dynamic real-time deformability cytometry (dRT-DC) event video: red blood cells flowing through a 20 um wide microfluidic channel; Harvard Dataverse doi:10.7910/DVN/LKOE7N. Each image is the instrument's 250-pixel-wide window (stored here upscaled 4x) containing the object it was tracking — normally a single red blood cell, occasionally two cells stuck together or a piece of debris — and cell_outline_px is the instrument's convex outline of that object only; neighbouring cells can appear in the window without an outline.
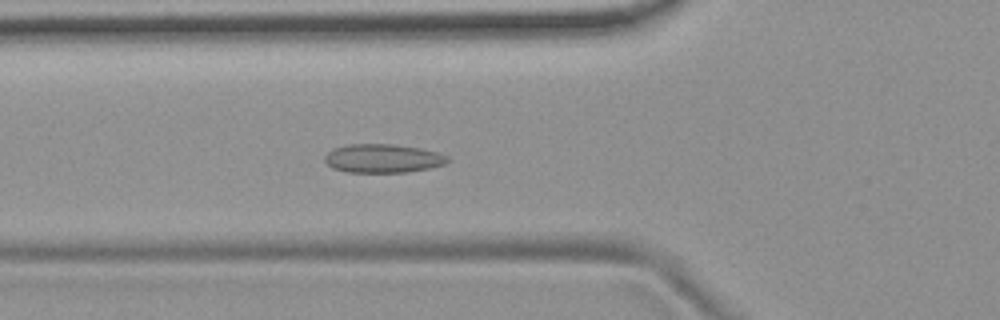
{"species": "common noctule bat (a hibernating species)", "species_latin": "Nyctalus noctula", "temperature_condition": "room temperature", "stored_images_in_passage": 38, "camera_frame_rate_fps": 3000, "um_per_image_px": 0.085, "animal": {"sex": "female", "body_mass_g": 19.9}, "frame": {"image": 1, "passage_image": 12, "time_ms": 3.667, "image_size_px": [1000, 320], "cell_outline_px": [[448, 160], [444, 164], [428, 168], [408, 172], [348, 172], [332, 168], [324, 160], [324, 156], [332, 148], [348, 144], [392, 144], [420, 148], [436, 152], [448, 156]], "centroid_in_image_um": [32.5, 13.46], "position_along_channel_um": 93.3, "area_um2": 20.46}}
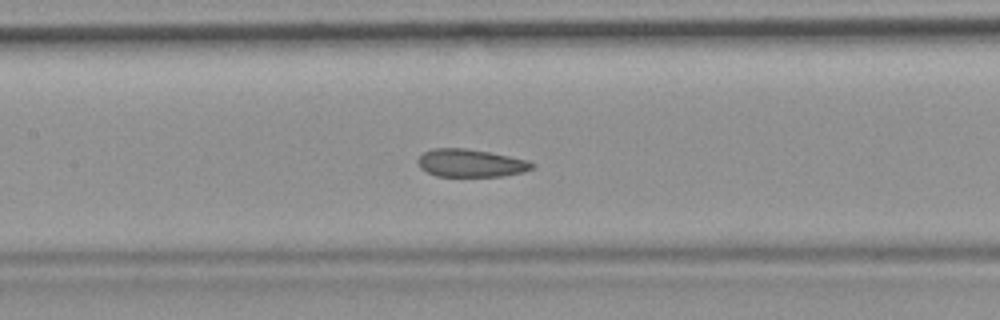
{"frame": {"image": 2, "passage_image": 18, "time_ms": 5.667, "image_size_px": [1000, 320], "cell_outline_px": [[536, 168], [524, 172], [504, 176], [436, 176], [420, 168], [416, 160], [424, 152], [432, 148], [464, 148], [488, 152], [528, 160], [536, 164]], "centroid_in_image_um": [40.03, 13.87], "position_along_channel_um": 167.4, "area_um2": 18.61}}
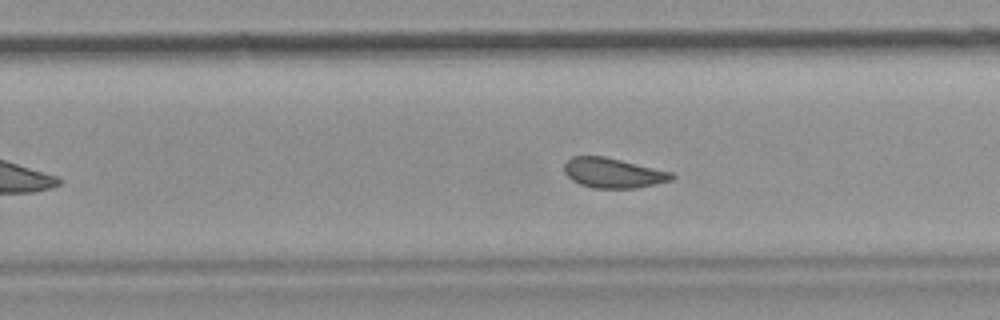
{"frame": {"image": 3, "passage_image": 27, "time_ms": 8.667, "image_size_px": [1000, 320], "cell_outline_px": [[676, 176], [672, 180], [656, 184], [636, 188], [592, 188], [580, 184], [572, 180], [564, 172], [564, 164], [572, 156], [604, 156], [672, 172]], "centroid_in_image_um": [52.12, 14.7], "position_along_channel_um": 277.7, "area_um2": 18.73}, "authors_computed_cell_mechanics": {"area_um2": 19.2474, "velocity_mm_per_s": 3.707, "shape_relaxation_time_tau1_ms": null, "shape_relaxation_time_tau2_ms": 1.713, "deformation_change_tau1": null, "deformation_change_tau2": 0.0759}}